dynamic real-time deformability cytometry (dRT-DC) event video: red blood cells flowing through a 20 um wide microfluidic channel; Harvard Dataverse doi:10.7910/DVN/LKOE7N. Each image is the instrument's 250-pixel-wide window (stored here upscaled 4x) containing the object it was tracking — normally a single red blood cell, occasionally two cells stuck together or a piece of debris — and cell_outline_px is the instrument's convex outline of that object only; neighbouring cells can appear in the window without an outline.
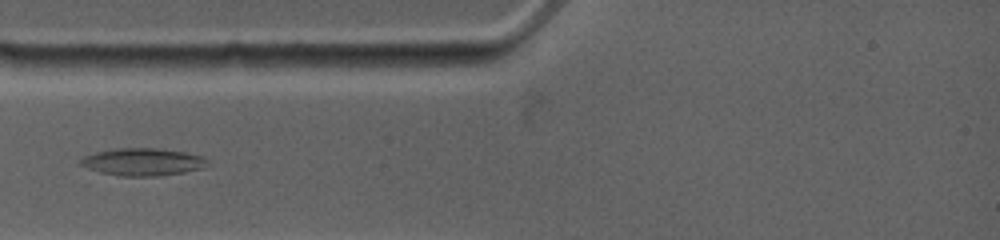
{"species": "common noctule bat (a hibernating species)", "species_latin": "Nyctalus noctula", "temperature_condition": "warm", "stored_images_in_passage": 22, "camera_frame_rate_fps": 4500, "um_per_image_px": 0.085, "animal": {"sex": "female", "body_mass_g": 19.0, "forearm_length_mm": 53.3}, "frame": {"image": 1, "passage_image": 2, "time_ms": 1.333, "image_size_px": [1000, 240], "cell_outline_px": [[212, 164], [204, 168], [184, 172], [160, 176], [120, 176], [100, 172], [88, 168], [80, 164], [80, 160], [84, 156], [96, 152], [116, 148], [156, 148], [184, 152], [204, 156]], "centroid_in_image_um": [12.2, 13.76], "position_along_channel_um": 72.8, "area_um2": 20.46}}
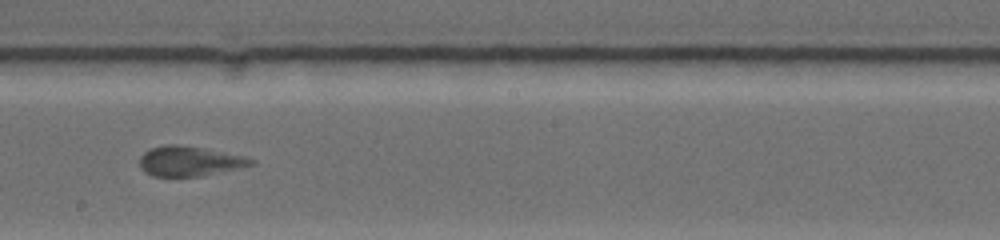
{"frame": {"image": 2, "passage_image": 9, "time_ms": 5.556, "image_size_px": [1000, 240], "cell_outline_px": [[256, 164], [200, 176], [152, 176], [144, 172], [140, 168], [140, 156], [144, 152], [152, 148], [168, 144], [180, 144], [204, 148], [244, 156], [256, 160]], "centroid_in_image_um": [16.1, 13.69], "position_along_channel_um": 232.1, "area_um2": 19.36}}
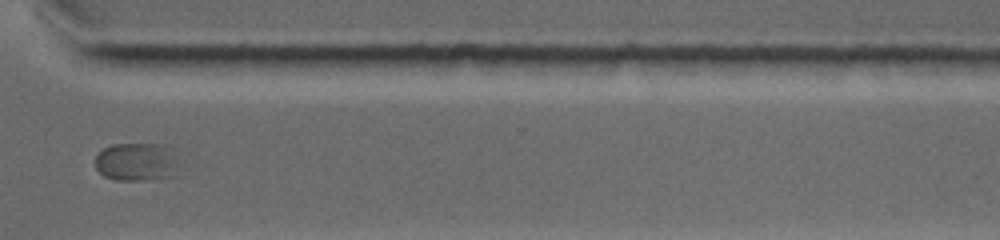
{"frame": {"image": 3, "passage_image": 16, "time_ms": 8.889, "image_size_px": [1000, 240], "cell_outline_px": [[188, 152], [172, 176], [148, 180], [116, 180], [104, 176], [96, 168], [96, 156], [104, 148], [112, 144], [164, 144], [180, 148]], "centroid_in_image_um": [11.84, 13.71], "position_along_channel_um": 358.8, "area_um2": 19.94}}